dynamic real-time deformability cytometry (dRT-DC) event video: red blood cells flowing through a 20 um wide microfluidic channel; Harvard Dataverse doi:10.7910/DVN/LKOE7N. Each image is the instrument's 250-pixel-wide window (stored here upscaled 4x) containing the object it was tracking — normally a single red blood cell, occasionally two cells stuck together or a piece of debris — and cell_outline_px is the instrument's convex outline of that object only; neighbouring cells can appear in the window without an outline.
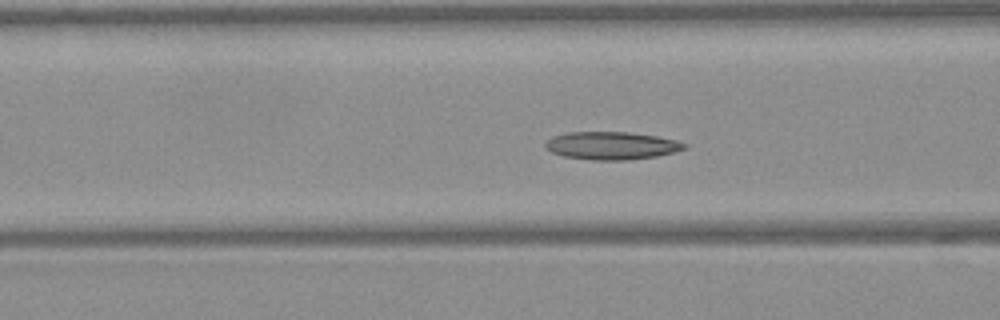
{"species": "Egyptian fruit bat (a non-hibernating species)", "species_latin": "Rousettus aegyptiacus", "temperature_condition": "warm", "stored_images_in_passage": 51, "camera_frame_rate_fps": 3000, "um_per_image_px": 0.085, "frame": {"image": 1, "passage_image": 20, "time_ms": 6.333, "image_size_px": [1000, 320], "cell_outline_px": [[688, 148], [656, 156], [628, 160], [592, 160], [564, 156], [552, 152], [544, 148], [544, 144], [552, 136], [568, 132], [628, 132], [656, 136], [676, 140], [688, 144]], "centroid_in_image_um": [51.97, 12.38], "position_along_channel_um": 114.6, "area_um2": 22.54}}
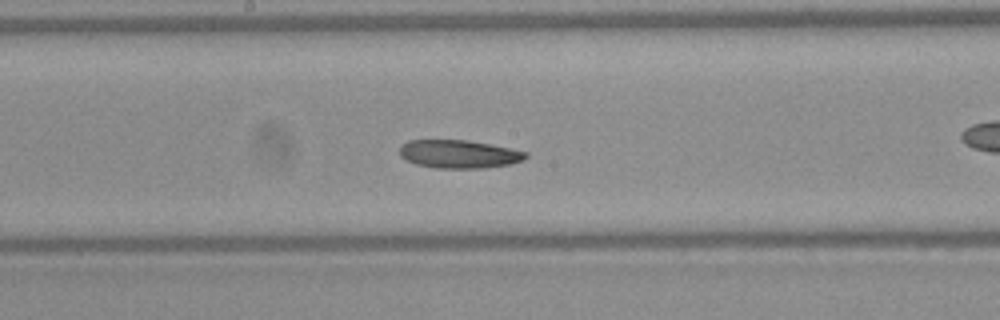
{"frame": {"image": 2, "passage_image": 27, "time_ms": 8.667, "image_size_px": [1000, 320], "cell_outline_px": [[528, 156], [524, 160], [508, 164], [480, 168], [432, 168], [416, 164], [400, 156], [400, 144], [408, 140], [464, 140], [488, 144], [528, 152]], "centroid_in_image_um": [38.97, 13.09], "position_along_channel_um": 209.2, "area_um2": 20.58}}
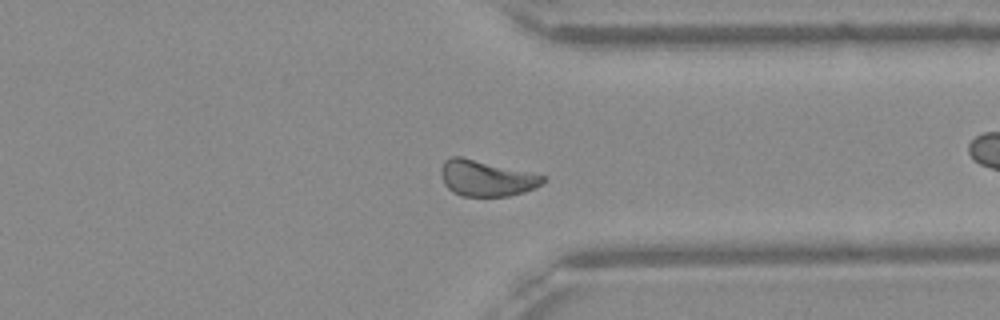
{"frame": {"image": 3, "passage_image": 39, "time_ms": 12.667, "image_size_px": [1000, 320], "cell_outline_px": [[548, 180], [536, 188], [524, 192], [508, 196], [460, 196], [452, 192], [444, 184], [440, 176], [440, 168], [444, 160], [452, 156], [460, 156], [544, 176]], "centroid_in_image_um": [41.3, 15.16], "position_along_channel_um": 370.1, "area_um2": 21.33}, "authors_computed_cell_mechanics": {"area_um2": 22.3108, "velocity_mm_per_s": 4.0519, "shape_relaxation_time_tau1_ms": 5.9912, "shape_relaxation_time_tau2_ms": 10.3435, "deformation_change_tau1": 0.1218, "deformation_change_tau2": 0.1538}}